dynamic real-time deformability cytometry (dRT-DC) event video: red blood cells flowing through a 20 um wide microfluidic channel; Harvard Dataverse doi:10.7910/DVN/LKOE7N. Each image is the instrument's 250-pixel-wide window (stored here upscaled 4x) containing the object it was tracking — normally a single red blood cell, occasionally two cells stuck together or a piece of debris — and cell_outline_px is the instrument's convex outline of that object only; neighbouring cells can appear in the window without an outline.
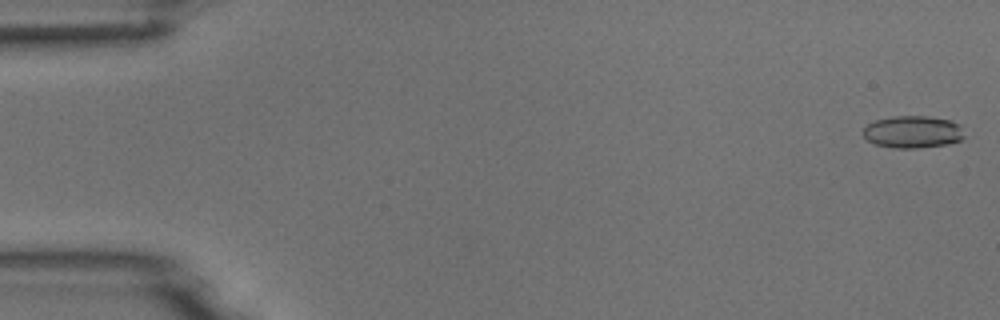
{"species": "common noctule bat (a hibernating species)", "species_latin": "Nyctalus noctula", "temperature_condition": "room temperature", "stored_images_in_passage": 5, "camera_frame_rate_fps": 3000, "um_per_image_px": 0.085, "animal": {"sex": "male", "body_mass_g": 18.8}, "frame": {"image": 1, "passage_image": 1, "time_ms": 0.0, "image_size_px": [1000, 320], "cell_outline_px": [[964, 136], [960, 140], [948, 144], [916, 148], [892, 148], [876, 144], [868, 140], [864, 136], [864, 128], [868, 124], [876, 120], [892, 116], [928, 116], [952, 120], [960, 124]], "centroid_in_image_um": [77.61, 11.2], "position_along_channel_um": 7.4, "area_um2": 19.02}}
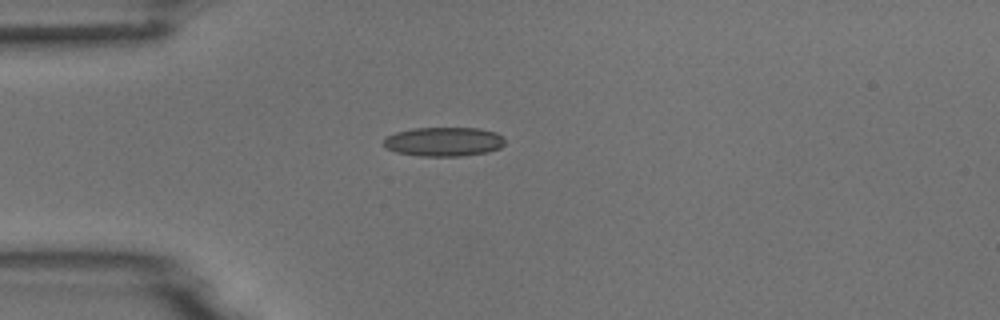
{"frame": {"image": 2, "passage_image": 4, "time_ms": 4.333, "image_size_px": [1000, 320], "cell_outline_px": [[504, 144], [500, 148], [488, 152], [460, 156], [420, 156], [396, 152], [388, 148], [384, 144], [384, 140], [388, 136], [396, 132], [416, 128], [476, 128], [496, 132], [504, 140]], "centroid_in_image_um": [37.74, 12.05], "position_along_channel_um": 47.3, "area_um2": 20.4}}